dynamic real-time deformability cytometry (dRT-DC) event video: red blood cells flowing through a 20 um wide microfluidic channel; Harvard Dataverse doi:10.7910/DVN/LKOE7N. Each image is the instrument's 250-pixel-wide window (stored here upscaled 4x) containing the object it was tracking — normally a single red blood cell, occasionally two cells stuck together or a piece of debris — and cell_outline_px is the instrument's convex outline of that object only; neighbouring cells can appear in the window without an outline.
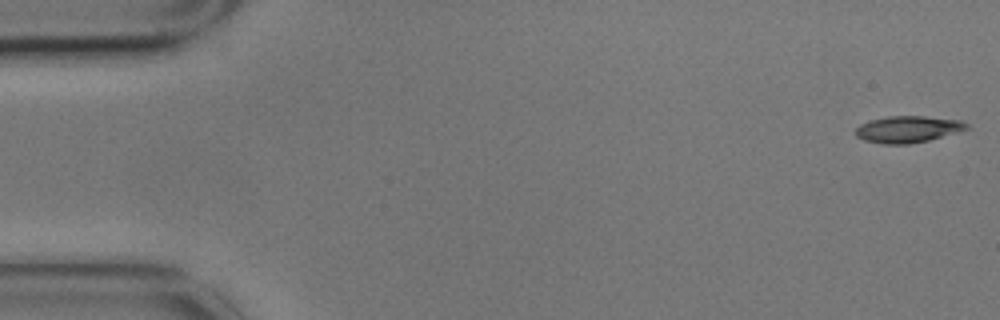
{"species": "common noctule bat (a hibernating species)", "species_latin": "Nyctalus noctula", "temperature_condition": "cold", "stored_images_in_passage": 6, "segment_of_instrument_passage": [1, 2], "camera_frame_rate_fps": 3000, "um_per_image_px": 0.085, "animal": {"sex": "male", "body_mass_g": 17.9}, "frame": {"image": 1, "passage_image": 1, "time_ms": 0.0, "image_size_px": [1000, 320], "cell_outline_px": [[972, 128], [928, 140], [908, 144], [884, 144], [864, 140], [856, 136], [856, 128], [860, 124], [872, 120], [888, 116], [924, 116], [960, 120], [968, 124]], "centroid_in_image_um": [77.19, 10.98], "position_along_channel_um": 7.8, "area_um2": 17.17}}
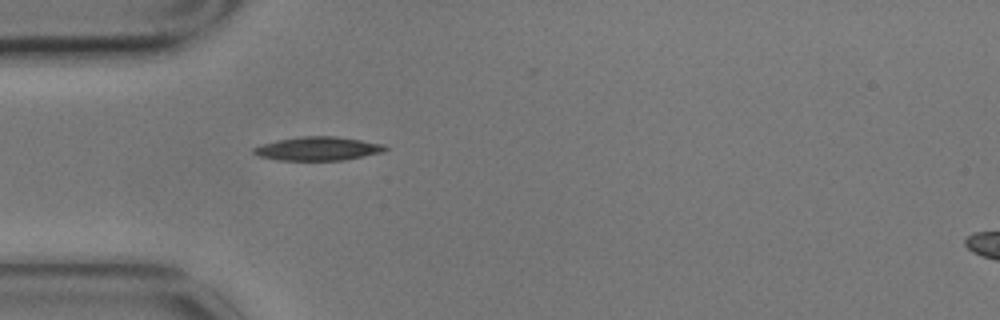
{"frame": {"image": 2, "passage_image": 5, "time_ms": 1.333, "image_size_px": [1000, 320], "cell_outline_px": [[388, 148], [384, 152], [344, 160], [280, 160], [260, 156], [252, 152], [252, 148], [260, 144], [276, 140], [296, 136], [336, 136], [384, 144]], "centroid_in_image_um": [27.01, 12.62], "position_along_channel_um": 58.0, "area_um2": 18.26}}